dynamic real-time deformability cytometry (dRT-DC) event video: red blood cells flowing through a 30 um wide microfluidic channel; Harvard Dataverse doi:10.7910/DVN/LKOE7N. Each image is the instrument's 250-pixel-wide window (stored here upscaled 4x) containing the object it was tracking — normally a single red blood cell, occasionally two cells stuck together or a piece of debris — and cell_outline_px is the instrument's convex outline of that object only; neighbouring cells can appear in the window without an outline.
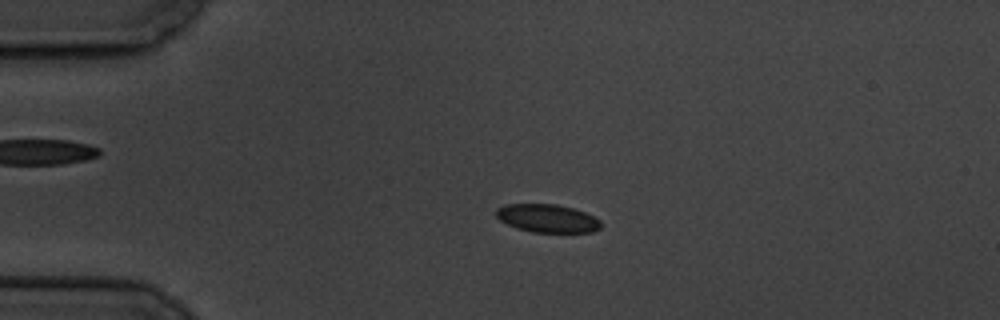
{"species": "common noctule bat (a hibernating species)", "species_latin": "Nyctalus noctula", "temperature_condition": "cold", "stored_images_in_passage": 4, "camera_frame_rate_fps": 3000, "um_per_image_px": 0.085, "animal": {"sex": "male", "body_mass_g": 19.5, "forearm_length_mm": 54.6}, "frame": {"image": 1, "passage_image": 3, "time_ms": 2.333, "image_size_px": [1000, 320], "cell_outline_px": [[600, 228], [592, 232], [532, 232], [516, 228], [500, 220], [496, 216], [496, 208], [504, 204], [556, 204], [572, 208], [584, 212], [600, 220]], "centroid_in_image_um": [46.49, 18.55], "position_along_channel_um": 38.5, "area_um2": 17.11}}